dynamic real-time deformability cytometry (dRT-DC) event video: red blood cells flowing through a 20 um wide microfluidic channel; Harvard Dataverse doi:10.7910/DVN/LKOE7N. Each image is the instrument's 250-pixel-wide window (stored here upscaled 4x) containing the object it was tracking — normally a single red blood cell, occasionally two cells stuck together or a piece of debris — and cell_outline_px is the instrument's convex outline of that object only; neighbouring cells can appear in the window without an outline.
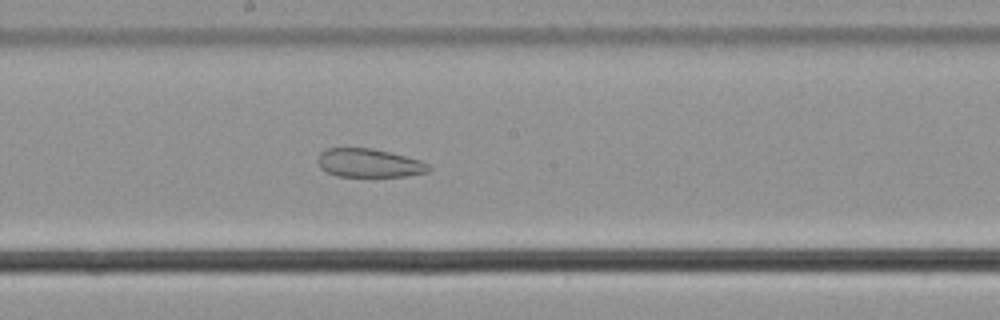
{"species": "common noctule bat (a hibernating species)", "species_latin": "Nyctalus noctula", "temperature_condition": "cold", "stored_images_in_passage": 38, "camera_frame_rate_fps": 3000, "um_per_image_px": 0.085, "animal": {"sex": "male", "body_mass_g": 21.5, "forearm_length_mm": 52.0}, "frame": {"image": 1, "passage_image": 17, "time_ms": 5.333, "image_size_px": [1000, 320], "cell_outline_px": [[432, 168], [428, 172], [408, 176], [336, 176], [320, 168], [316, 160], [320, 152], [328, 148], [372, 148], [420, 160], [428, 164]], "centroid_in_image_um": [31.35, 13.86], "position_along_channel_um": 216.8, "area_um2": 18.44}, "authors_computed_cell_mechanics": {"area_um2": 22.9755, "velocity_mm_per_s": 3.6421, "shape_relaxation_time_tau1_ms": null, "shape_relaxation_time_tau2_ms": 3.2845, "deformation_change_tau1": null, "deformation_change_tau2": 0.1073}}